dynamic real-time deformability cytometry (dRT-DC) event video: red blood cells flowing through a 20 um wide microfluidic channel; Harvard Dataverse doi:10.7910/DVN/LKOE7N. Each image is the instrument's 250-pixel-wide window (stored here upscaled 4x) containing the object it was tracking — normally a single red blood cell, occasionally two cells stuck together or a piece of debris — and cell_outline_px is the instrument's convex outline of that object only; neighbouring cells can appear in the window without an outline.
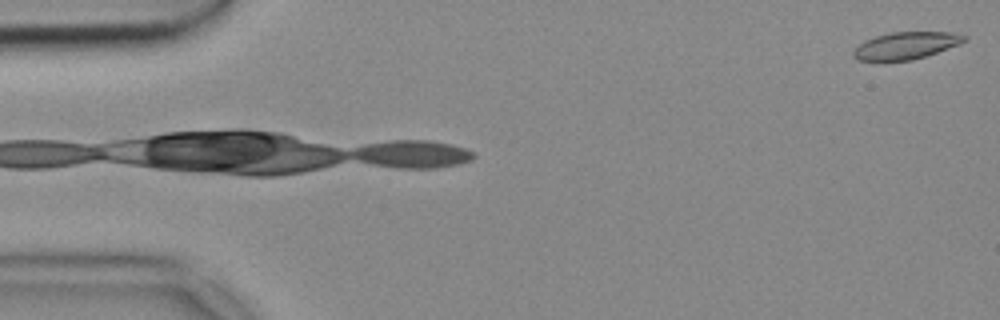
{"species": "common noctule bat (a hibernating species)", "species_latin": "Nyctalus noctula", "temperature_condition": "cold", "stored_images_in_passage": 2, "camera_frame_rate_fps": 3000, "um_per_image_px": 0.085, "animal": {"sex": "female", "body_mass_g": 18.4}, "frame": {"image": 1, "passage_image": 2, "time_ms": 0.333, "image_size_px": [1000, 320], "cell_outline_px": [[968, 40], [960, 44], [912, 60], [880, 64], [860, 60], [852, 56], [852, 52], [864, 40], [876, 36], [892, 32], [952, 32], [968, 36]], "centroid_in_image_um": [76.96, 3.91], "position_along_channel_um": 8.0, "area_um2": 18.09}}